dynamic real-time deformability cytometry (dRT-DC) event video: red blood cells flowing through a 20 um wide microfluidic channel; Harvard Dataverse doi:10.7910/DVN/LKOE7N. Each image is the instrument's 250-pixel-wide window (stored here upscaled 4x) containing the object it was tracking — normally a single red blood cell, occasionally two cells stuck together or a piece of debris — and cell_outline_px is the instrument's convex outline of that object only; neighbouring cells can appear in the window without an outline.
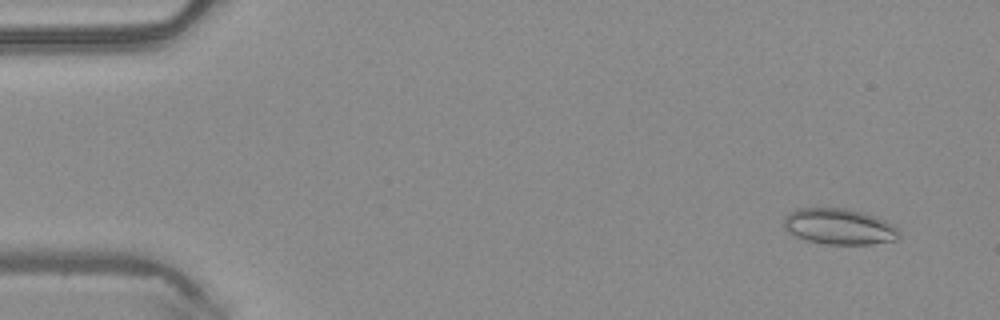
{"species": "common noctule bat (a hibernating species)", "species_latin": "Nyctalus noctula", "temperature_condition": "warm", "stored_images_in_passage": 51, "segment_of_instrument_passage": [1, 2], "camera_frame_rate_fps": 3000, "um_per_image_px": 0.085, "animal": {"sex": "male", "body_mass_g": 20.4}, "frame": {"image": 1, "passage_image": 4, "time_ms": 1.0, "image_size_px": [1000, 320], "cell_outline_px": [[900, 240], [872, 244], [824, 244], [808, 240], [796, 236], [784, 228], [784, 216], [788, 212], [796, 208], [848, 208], [876, 216], [900, 228]], "centroid_in_image_um": [71.37, 19.25], "position_along_channel_um": 13.6, "area_um2": 24.45}}
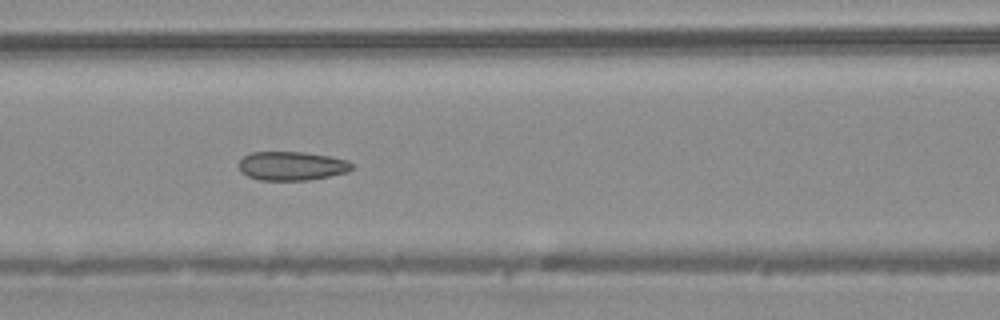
{"frame": {"image": 2, "passage_image": 22, "time_ms": 7.0, "image_size_px": [1000, 320], "cell_outline_px": [[356, 164], [348, 172], [308, 180], [260, 180], [248, 176], [240, 172], [240, 160], [244, 156], [252, 152], [304, 152], [332, 156], [348, 160]], "centroid_in_image_um": [24.85, 14.1], "position_along_channel_um": 141.8, "area_um2": 19.13}}
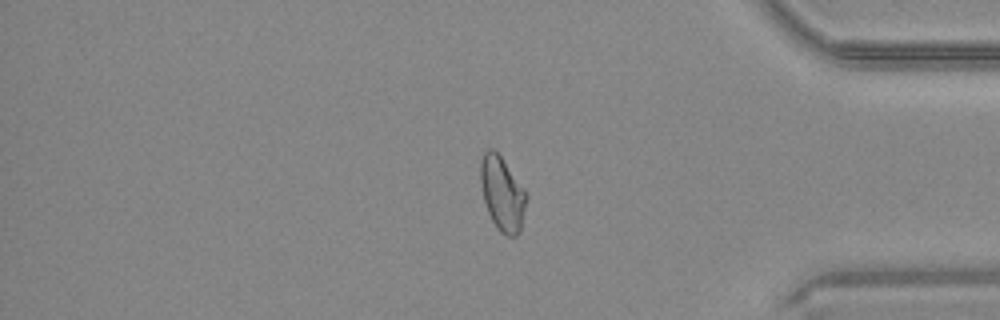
{"frame": {"image": 3, "passage_image": 42, "time_ms": 13.667, "image_size_px": [1000, 320], "cell_outline_px": [[528, 196], [520, 232], [516, 236], [508, 236], [500, 232], [496, 228], [488, 212], [484, 200], [480, 180], [480, 160], [484, 152], [488, 148], [492, 148], [500, 156], [528, 192]], "centroid_in_image_um": [42.71, 16.47], "position_along_channel_um": 392.5, "area_um2": 20.0}}